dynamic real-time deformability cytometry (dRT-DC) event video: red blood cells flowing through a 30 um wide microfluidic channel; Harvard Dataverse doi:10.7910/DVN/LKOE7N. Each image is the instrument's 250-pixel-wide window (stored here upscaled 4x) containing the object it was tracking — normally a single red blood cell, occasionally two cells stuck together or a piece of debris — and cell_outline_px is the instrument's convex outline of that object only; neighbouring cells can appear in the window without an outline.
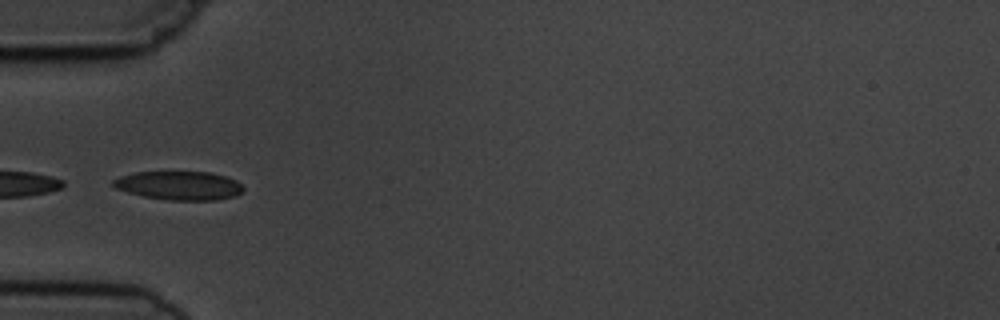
{"species": "common noctule bat (a hibernating species)", "species_latin": "Nyctalus noctula", "temperature_condition": "cold", "stored_images_in_passage": 9, "camera_frame_rate_fps": 3000, "um_per_image_px": 0.085, "animal": {"sex": "male", "body_mass_g": 19.5, "forearm_length_mm": 54.6}, "frame": {"image": 1, "passage_image": 4, "time_ms": 4.333, "image_size_px": [1000, 320], "cell_outline_px": [[244, 192], [236, 196], [216, 200], [168, 200], [144, 196], [128, 192], [116, 188], [112, 184], [112, 180], [120, 176], [136, 172], [212, 172], [236, 180], [244, 188]], "centroid_in_image_um": [15.26, 15.77], "position_along_channel_um": 69.7, "area_um2": 21.79}}
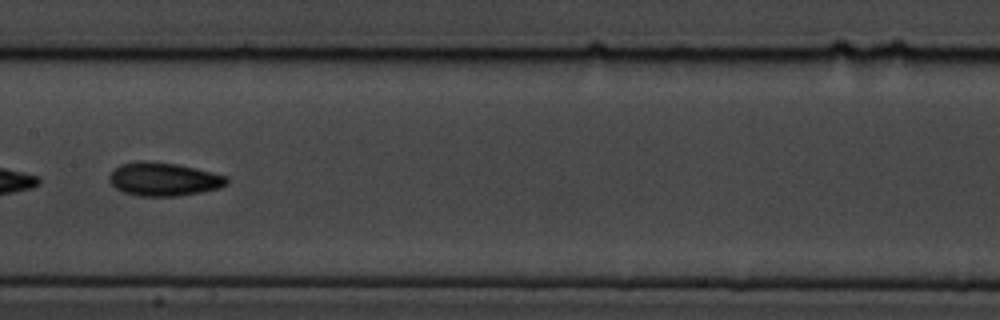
{"frame": {"image": 2, "passage_image": 7, "time_ms": 7.667, "image_size_px": [1000, 320], "cell_outline_px": [[228, 184], [220, 188], [204, 192], [176, 196], [140, 196], [124, 192], [116, 188], [108, 180], [108, 176], [120, 164], [140, 160], [144, 160], [176, 164], [212, 172], [228, 176]], "centroid_in_image_um": [13.93, 15.23], "position_along_channel_um": 193.5, "area_um2": 22.95}}
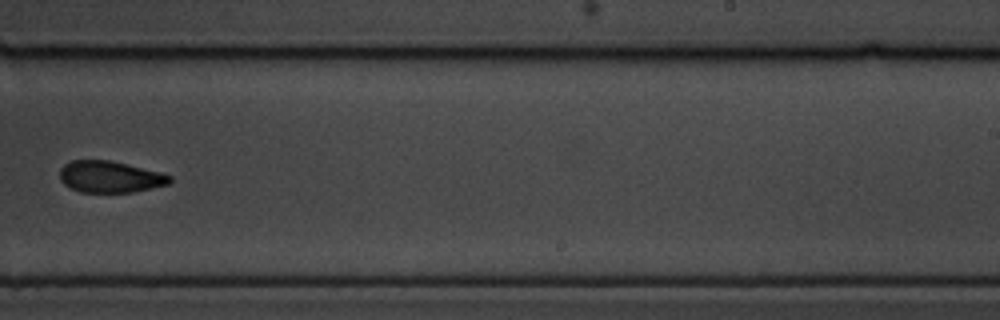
{"frame": {"image": 3, "passage_image": 9, "time_ms": 10.0, "image_size_px": [1000, 320], "cell_outline_px": [[172, 180], [168, 184], [152, 188], [132, 192], [80, 192], [64, 184], [60, 180], [60, 168], [64, 164], [72, 160], [108, 160], [160, 172], [172, 176]], "centroid_in_image_um": [9.34, 15.03], "position_along_channel_um": 279.7, "area_um2": 20.11}}